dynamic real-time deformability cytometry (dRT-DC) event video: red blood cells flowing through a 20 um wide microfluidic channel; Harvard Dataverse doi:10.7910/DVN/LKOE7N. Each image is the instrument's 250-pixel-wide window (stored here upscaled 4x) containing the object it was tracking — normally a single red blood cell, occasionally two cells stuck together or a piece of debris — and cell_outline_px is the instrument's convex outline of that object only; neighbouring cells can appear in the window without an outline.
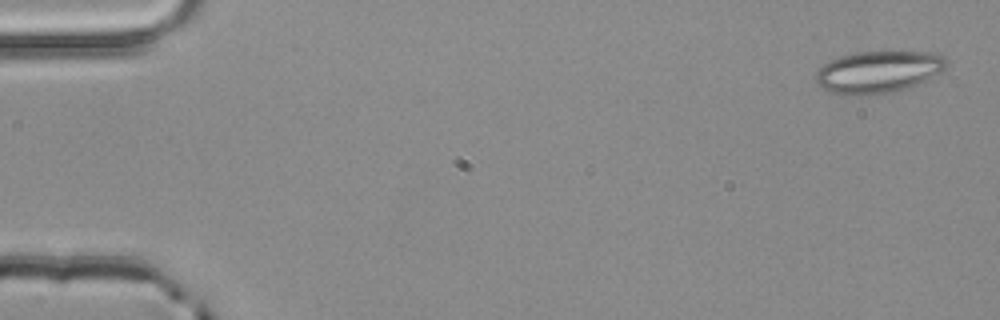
{"species": "common noctule bat (a hibernating species)", "species_latin": "Nyctalus noctula", "temperature_condition": "room temperature", "stored_images_in_passage": 3, "camera_frame_rate_fps": 3000, "um_per_image_px": 0.085, "animal": {"sex": "male", "body_mass_g": 20.4}, "frame": {"image": 1, "passage_image": 1, "time_ms": 0.0, "image_size_px": [1000, 320], "cell_outline_px": [[948, 68], [928, 80], [908, 88], [892, 92], [868, 96], [840, 96], [828, 92], [816, 80], [816, 72], [828, 60], [840, 56], [856, 52], [940, 52], [948, 60]], "centroid_in_image_um": [74.7, 6.13], "position_along_channel_um": 10.3, "area_um2": 32.77}}
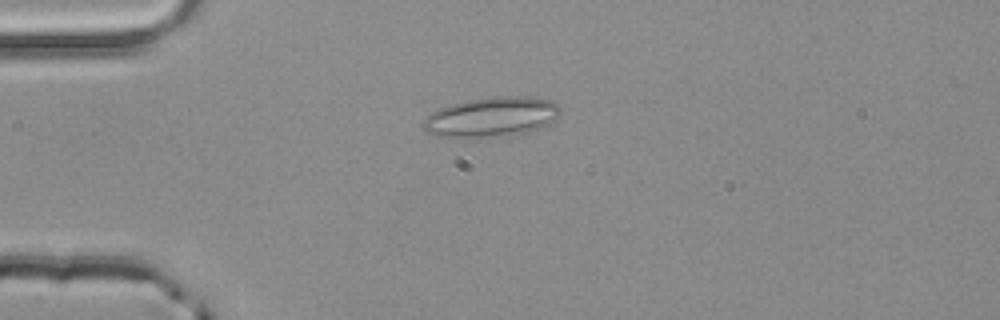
{"frame": {"image": 2, "passage_image": 3, "time_ms": 0.667, "image_size_px": [1000, 320], "cell_outline_px": [[560, 112], [556, 116], [540, 128], [528, 132], [460, 140], [436, 136], [428, 132], [420, 124], [424, 116], [440, 108], [452, 104], [468, 100], [492, 96], [524, 96], [552, 100], [560, 108]], "centroid_in_image_um": [41.67, 9.96], "position_along_channel_um": 43.3, "area_um2": 32.14}}